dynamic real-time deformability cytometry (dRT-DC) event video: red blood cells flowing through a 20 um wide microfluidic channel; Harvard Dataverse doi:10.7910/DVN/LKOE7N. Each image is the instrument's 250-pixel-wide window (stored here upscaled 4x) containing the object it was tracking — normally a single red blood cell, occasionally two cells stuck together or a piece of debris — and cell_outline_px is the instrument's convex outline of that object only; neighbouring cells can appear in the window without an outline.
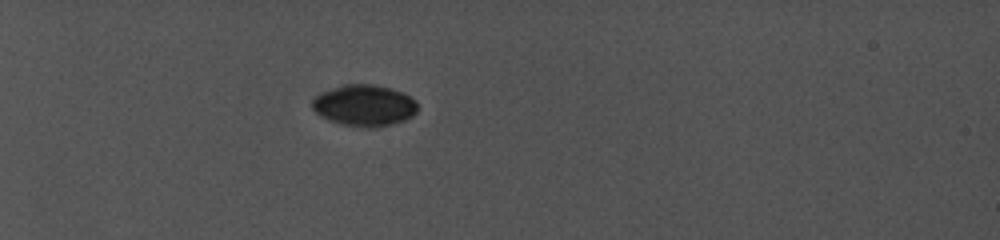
{"species": "common noctule bat (a hibernating species)", "species_latin": "Nyctalus noctula", "temperature_condition": "cold", "stored_images_in_passage": 35, "camera_frame_rate_fps": 5000, "um_per_image_px": 0.085, "animal": {"sex": "female", "body_mass_g": 19.0, "forearm_length_mm": 56.7}, "frame": {"image": 1, "passage_image": 10, "time_ms": 3.6, "image_size_px": [1000, 240], "cell_outline_px": [[416, 112], [412, 116], [404, 120], [392, 124], [376, 128], [364, 128], [344, 124], [328, 120], [320, 116], [312, 108], [312, 100], [320, 92], [344, 84], [372, 84], [388, 88], [400, 92], [416, 100]], "centroid_in_image_um": [30.94, 8.97], "position_along_channel_um": 54.1, "area_um2": 25.32}}
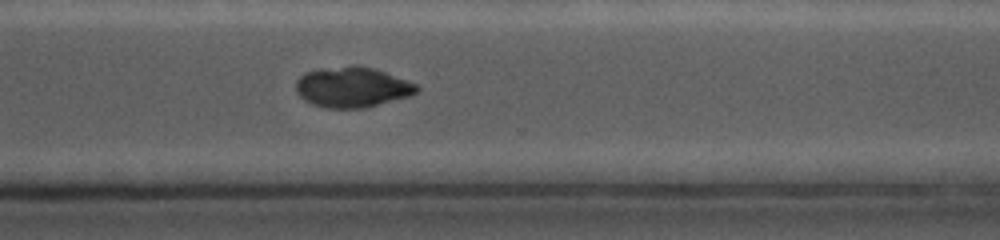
{"frame": {"image": 2, "passage_image": 29, "time_ms": 12.6, "image_size_px": [1000, 240], "cell_outline_px": [[420, 88], [416, 92], [408, 96], [368, 108], [328, 108], [312, 104], [304, 100], [296, 92], [296, 80], [304, 72], [316, 68], [352, 64], [356, 64], [376, 68], [416, 84]], "centroid_in_image_um": [29.91, 7.38], "position_along_channel_um": 340.7, "area_um2": 28.96}}
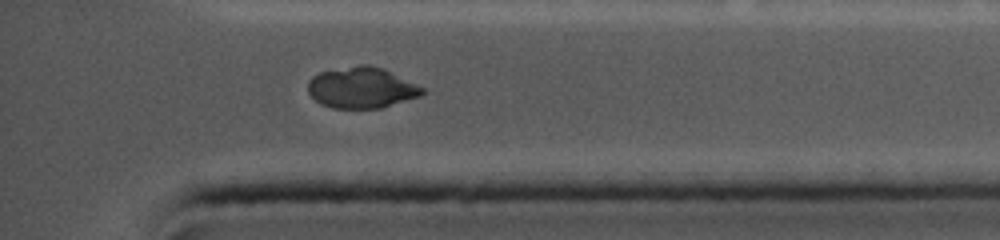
{"frame": {"image": 3, "passage_image": 33, "time_ms": 14.2, "image_size_px": [1000, 240], "cell_outline_px": [[424, 92], [420, 96], [380, 108], [332, 108], [320, 104], [308, 92], [308, 80], [312, 76], [320, 72], [360, 64], [368, 64], [384, 68], [424, 88]], "centroid_in_image_um": [30.72, 7.45], "position_along_channel_um": 404.5, "area_um2": 27.28}, "authors_computed_cell_mechanics": {"area_um2": 27.3972, "velocity_mm_per_s": 3.9198, "shape_relaxation_time_tau1_ms": 8.6163, "shape_relaxation_time_tau2_ms": null, "deformation_change_tau1": 0.2565, "deformation_change_tau2": null}}